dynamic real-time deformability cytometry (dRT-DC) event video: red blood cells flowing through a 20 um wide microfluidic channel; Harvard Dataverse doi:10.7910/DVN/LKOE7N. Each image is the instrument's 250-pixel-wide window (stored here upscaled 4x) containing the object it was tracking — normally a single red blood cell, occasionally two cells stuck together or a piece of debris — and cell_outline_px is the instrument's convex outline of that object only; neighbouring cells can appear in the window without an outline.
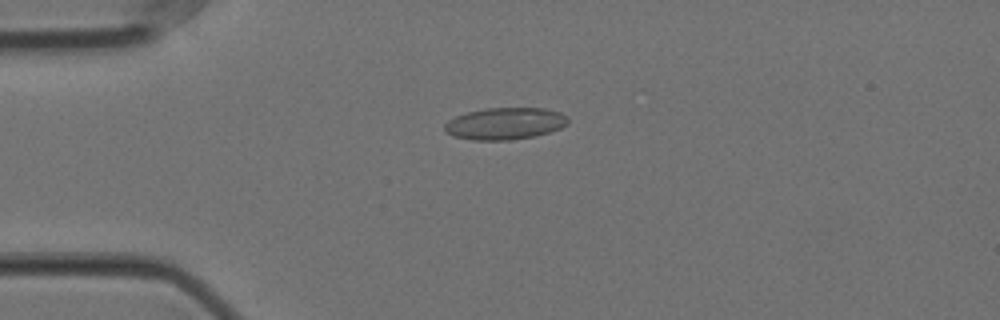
{"species": "Egyptian fruit bat (a non-hibernating species)", "species_latin": "Rousettus aegyptiacus", "temperature_condition": "cold", "stored_images_in_passage": 57, "camera_frame_rate_fps": 3000, "um_per_image_px": 0.085, "animal": {"sex": "female"}, "frame": {"image": 1, "passage_image": 14, "time_ms": 4.333, "image_size_px": [1000, 320], "cell_outline_px": [[568, 124], [560, 128], [548, 132], [532, 136], [512, 140], [472, 140], [452, 136], [444, 132], [444, 124], [448, 120], [456, 116], [468, 112], [484, 108], [544, 108], [560, 112], [568, 116]], "centroid_in_image_um": [42.9, 10.5], "position_along_channel_um": 42.1, "area_um2": 23.06}}
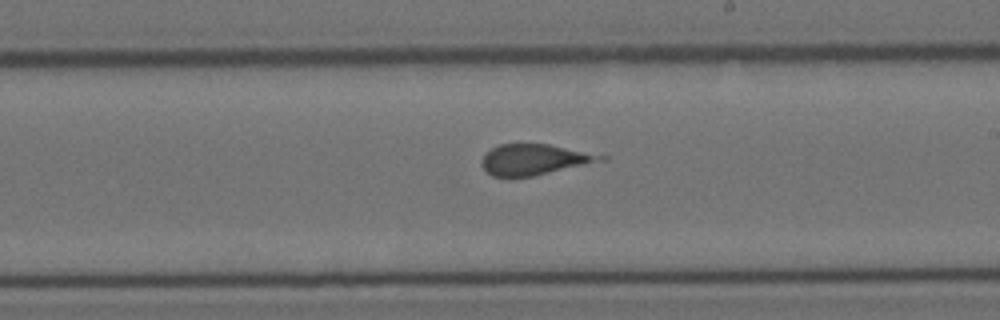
{"frame": {"image": 2, "passage_image": 33, "time_ms": 10.667, "image_size_px": [1000, 320], "cell_outline_px": [[608, 160], [532, 176], [492, 176], [480, 164], [480, 160], [484, 152], [500, 144], [548, 144], [608, 156]], "centroid_in_image_um": [45.42, 13.55], "position_along_channel_um": 243.6, "area_um2": 21.27}}
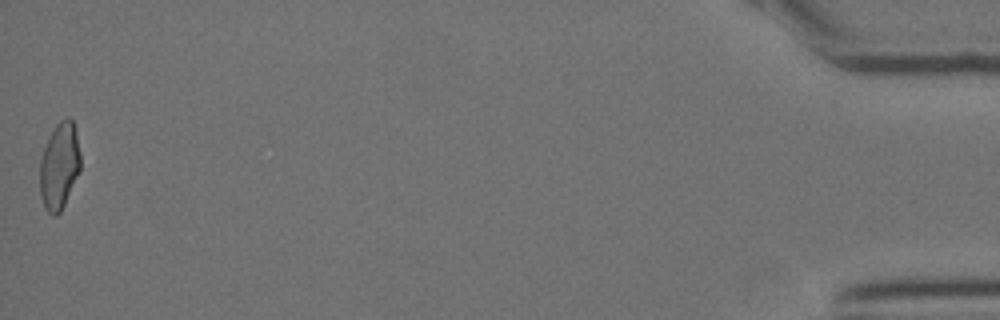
{"frame": {"image": 3, "passage_image": 57, "time_ms": 18.667, "image_size_px": [1000, 320], "cell_outline_px": [[80, 172], [60, 212], [56, 216], [52, 216], [44, 208], [40, 196], [40, 160], [44, 148], [56, 124], [60, 120], [68, 116], [72, 120], [76, 132], [80, 152]], "centroid_in_image_um": [5.05, 14.13], "position_along_channel_um": 430.2, "area_um2": 20.52}, "authors_computed_cell_mechanics": {"area_um2": 21.3282, "velocity_mm_per_s": 3.5448, "shape_relaxation_time_tau1_ms": null, "shape_relaxation_time_tau2_ms": 1.1594, "deformation_change_tau1": null, "deformation_change_tau2": 0.0701}}